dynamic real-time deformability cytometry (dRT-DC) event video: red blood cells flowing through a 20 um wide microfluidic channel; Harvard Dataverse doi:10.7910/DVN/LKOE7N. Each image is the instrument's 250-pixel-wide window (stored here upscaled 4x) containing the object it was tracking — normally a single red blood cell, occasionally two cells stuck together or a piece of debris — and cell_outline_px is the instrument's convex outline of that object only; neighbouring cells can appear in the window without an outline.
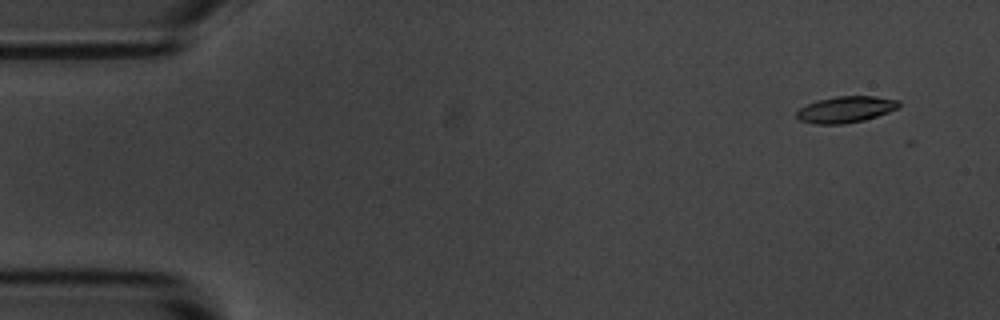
{"species": "common noctule bat (a hibernating species)", "species_latin": "Nyctalus noctula", "temperature_condition": "room temperature", "stored_images_in_passage": 7, "camera_frame_rate_fps": 3000, "um_per_image_px": 0.085, "animal": {"sex": "male", "body_mass_g": 20.1, "forearm_length_mm": 53.5}, "frame": {"image": 1, "passage_image": 1, "time_ms": 0.0, "image_size_px": [1000, 320], "cell_outline_px": [[900, 108], [864, 120], [844, 124], [816, 124], [800, 120], [796, 116], [796, 112], [800, 108], [816, 100], [836, 96], [876, 96], [900, 100]], "centroid_in_image_um": [71.91, 9.29], "position_along_channel_um": 13.1, "area_um2": 15.78}}
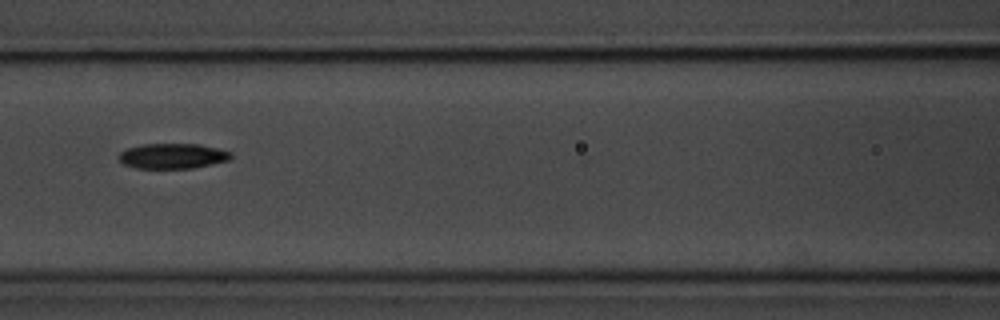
{"frame": {"image": 2, "passage_image": 6, "time_ms": 6.667, "image_size_px": [1000, 320], "cell_outline_px": [[232, 156], [228, 160], [212, 164], [192, 168], [136, 168], [124, 164], [116, 156], [120, 152], [128, 148], [140, 144], [200, 144], [232, 152]], "centroid_in_image_um": [14.65, 13.25], "position_along_channel_um": 152.0, "area_um2": 16.47}}
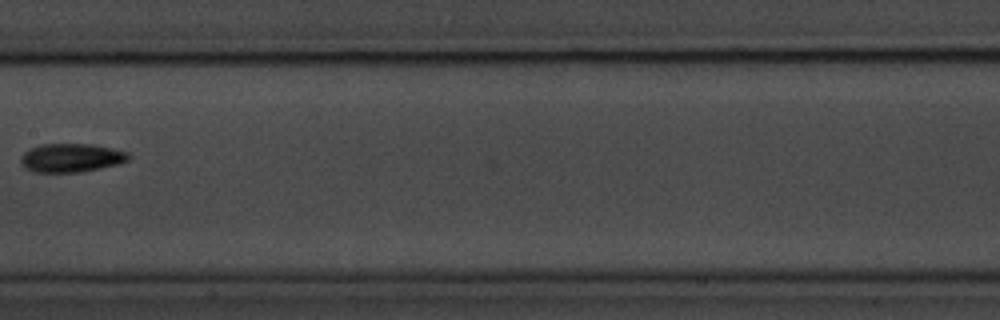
{"frame": {"image": 3, "passage_image": 7, "time_ms": 8.0, "image_size_px": [1000, 320], "cell_outline_px": [[132, 156], [128, 160], [120, 164], [80, 172], [32, 172], [24, 168], [20, 164], [20, 156], [24, 152], [40, 144], [92, 144], [112, 148], [128, 152]], "centroid_in_image_um": [6.05, 13.42], "position_along_channel_um": 201.4, "area_um2": 18.21}}